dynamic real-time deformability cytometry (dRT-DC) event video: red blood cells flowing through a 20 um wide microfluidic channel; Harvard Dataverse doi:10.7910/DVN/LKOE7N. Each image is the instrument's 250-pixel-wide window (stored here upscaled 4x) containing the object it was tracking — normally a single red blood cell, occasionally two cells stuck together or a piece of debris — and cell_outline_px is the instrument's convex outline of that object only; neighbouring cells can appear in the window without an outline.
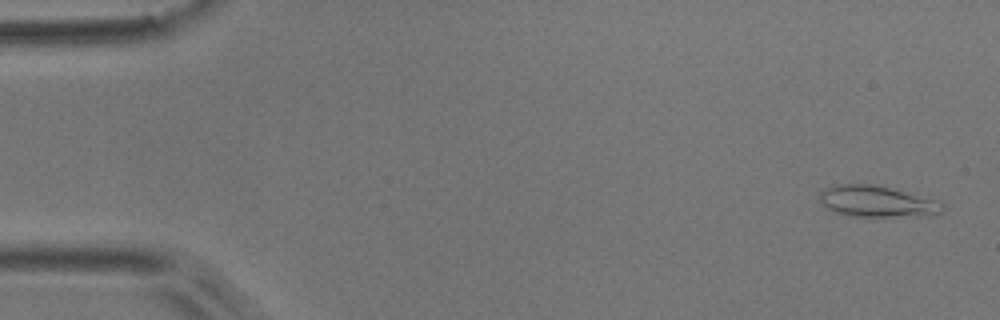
{"species": "common noctule bat (a hibernating species)", "species_latin": "Nyctalus noctula", "temperature_condition": "room temperature", "stored_images_in_passage": 6, "camera_frame_rate_fps": 3000, "um_per_image_px": 0.085, "animal": {"sex": "male", "body_mass_g": 17.9}, "frame": {"image": 1, "passage_image": 1, "time_ms": 0.0, "image_size_px": [1000, 320], "cell_outline_px": [[944, 212], [932, 216], [848, 216], [836, 212], [828, 208], [820, 200], [820, 192], [824, 188], [840, 184], [872, 184], [888, 188], [932, 200], [944, 208]], "centroid_in_image_um": [74.49, 17.14], "position_along_channel_um": 10.5, "area_um2": 21.73}}
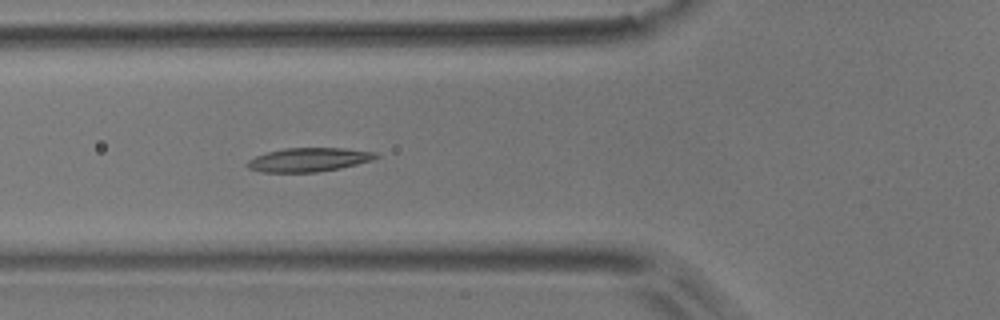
{"frame": {"image": 2, "passage_image": 6, "time_ms": 1.667, "image_size_px": [1000, 320], "cell_outline_px": [[380, 156], [372, 160], [340, 168], [316, 172], [264, 172], [248, 168], [244, 164], [248, 160], [256, 156], [268, 152], [284, 148], [344, 148], [376, 152]], "centroid_in_image_um": [26.24, 13.57], "position_along_channel_um": 99.6, "area_um2": 17.8}}